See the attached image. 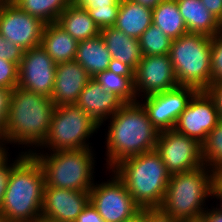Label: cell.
<instances>
[{
	"mask_svg": "<svg viewBox=\"0 0 222 222\" xmlns=\"http://www.w3.org/2000/svg\"><path fill=\"white\" fill-rule=\"evenodd\" d=\"M109 119L105 145L109 171L126 158L155 149L159 131L151 123L140 100L125 103Z\"/></svg>",
	"mask_w": 222,
	"mask_h": 222,
	"instance_id": "obj_1",
	"label": "cell"
},
{
	"mask_svg": "<svg viewBox=\"0 0 222 222\" xmlns=\"http://www.w3.org/2000/svg\"><path fill=\"white\" fill-rule=\"evenodd\" d=\"M212 192V169L206 165L171 174L162 204L154 214L167 222L199 221Z\"/></svg>",
	"mask_w": 222,
	"mask_h": 222,
	"instance_id": "obj_2",
	"label": "cell"
},
{
	"mask_svg": "<svg viewBox=\"0 0 222 222\" xmlns=\"http://www.w3.org/2000/svg\"><path fill=\"white\" fill-rule=\"evenodd\" d=\"M45 174L40 162L27 153L13 168L0 213L7 222L41 220Z\"/></svg>",
	"mask_w": 222,
	"mask_h": 222,
	"instance_id": "obj_3",
	"label": "cell"
},
{
	"mask_svg": "<svg viewBox=\"0 0 222 222\" xmlns=\"http://www.w3.org/2000/svg\"><path fill=\"white\" fill-rule=\"evenodd\" d=\"M54 108L51 97L19 86L13 88L3 146L8 143L41 146L48 136Z\"/></svg>",
	"mask_w": 222,
	"mask_h": 222,
	"instance_id": "obj_4",
	"label": "cell"
},
{
	"mask_svg": "<svg viewBox=\"0 0 222 222\" xmlns=\"http://www.w3.org/2000/svg\"><path fill=\"white\" fill-rule=\"evenodd\" d=\"M111 171L143 211L155 213L161 206L171 174L155 149L124 159Z\"/></svg>",
	"mask_w": 222,
	"mask_h": 222,
	"instance_id": "obj_5",
	"label": "cell"
},
{
	"mask_svg": "<svg viewBox=\"0 0 222 222\" xmlns=\"http://www.w3.org/2000/svg\"><path fill=\"white\" fill-rule=\"evenodd\" d=\"M92 148L58 150L38 153L28 149L40 162L45 174V186L89 192L94 185L95 157Z\"/></svg>",
	"mask_w": 222,
	"mask_h": 222,
	"instance_id": "obj_6",
	"label": "cell"
},
{
	"mask_svg": "<svg viewBox=\"0 0 222 222\" xmlns=\"http://www.w3.org/2000/svg\"><path fill=\"white\" fill-rule=\"evenodd\" d=\"M169 56L178 85L205 90L211 84V37L182 35L172 40Z\"/></svg>",
	"mask_w": 222,
	"mask_h": 222,
	"instance_id": "obj_7",
	"label": "cell"
},
{
	"mask_svg": "<svg viewBox=\"0 0 222 222\" xmlns=\"http://www.w3.org/2000/svg\"><path fill=\"white\" fill-rule=\"evenodd\" d=\"M100 128L77 104L55 106L48 136L40 149L45 147L51 152L93 148L86 141Z\"/></svg>",
	"mask_w": 222,
	"mask_h": 222,
	"instance_id": "obj_8",
	"label": "cell"
},
{
	"mask_svg": "<svg viewBox=\"0 0 222 222\" xmlns=\"http://www.w3.org/2000/svg\"><path fill=\"white\" fill-rule=\"evenodd\" d=\"M108 181L93 185L90 203L105 222H130L144 211L128 192L126 185L115 175Z\"/></svg>",
	"mask_w": 222,
	"mask_h": 222,
	"instance_id": "obj_9",
	"label": "cell"
},
{
	"mask_svg": "<svg viewBox=\"0 0 222 222\" xmlns=\"http://www.w3.org/2000/svg\"><path fill=\"white\" fill-rule=\"evenodd\" d=\"M155 150L170 174L189 171L204 165L201 143L174 129L159 131Z\"/></svg>",
	"mask_w": 222,
	"mask_h": 222,
	"instance_id": "obj_10",
	"label": "cell"
},
{
	"mask_svg": "<svg viewBox=\"0 0 222 222\" xmlns=\"http://www.w3.org/2000/svg\"><path fill=\"white\" fill-rule=\"evenodd\" d=\"M197 91L191 86L178 85L164 92L144 96V101L140 103H143L151 123L158 131L170 130Z\"/></svg>",
	"mask_w": 222,
	"mask_h": 222,
	"instance_id": "obj_11",
	"label": "cell"
},
{
	"mask_svg": "<svg viewBox=\"0 0 222 222\" xmlns=\"http://www.w3.org/2000/svg\"><path fill=\"white\" fill-rule=\"evenodd\" d=\"M46 23L6 0L0 9V34L23 50L41 45Z\"/></svg>",
	"mask_w": 222,
	"mask_h": 222,
	"instance_id": "obj_12",
	"label": "cell"
},
{
	"mask_svg": "<svg viewBox=\"0 0 222 222\" xmlns=\"http://www.w3.org/2000/svg\"><path fill=\"white\" fill-rule=\"evenodd\" d=\"M56 66L57 64L41 45L25 50L18 66L17 86L36 94L51 97Z\"/></svg>",
	"mask_w": 222,
	"mask_h": 222,
	"instance_id": "obj_13",
	"label": "cell"
},
{
	"mask_svg": "<svg viewBox=\"0 0 222 222\" xmlns=\"http://www.w3.org/2000/svg\"><path fill=\"white\" fill-rule=\"evenodd\" d=\"M219 120L212 98L205 90H198L178 117L173 129L202 144Z\"/></svg>",
	"mask_w": 222,
	"mask_h": 222,
	"instance_id": "obj_14",
	"label": "cell"
},
{
	"mask_svg": "<svg viewBox=\"0 0 222 222\" xmlns=\"http://www.w3.org/2000/svg\"><path fill=\"white\" fill-rule=\"evenodd\" d=\"M133 79L137 98L164 92L178 86L169 54L143 56L133 72Z\"/></svg>",
	"mask_w": 222,
	"mask_h": 222,
	"instance_id": "obj_15",
	"label": "cell"
},
{
	"mask_svg": "<svg viewBox=\"0 0 222 222\" xmlns=\"http://www.w3.org/2000/svg\"><path fill=\"white\" fill-rule=\"evenodd\" d=\"M90 202L87 191L44 187L41 220L45 222H75Z\"/></svg>",
	"mask_w": 222,
	"mask_h": 222,
	"instance_id": "obj_16",
	"label": "cell"
},
{
	"mask_svg": "<svg viewBox=\"0 0 222 222\" xmlns=\"http://www.w3.org/2000/svg\"><path fill=\"white\" fill-rule=\"evenodd\" d=\"M90 78L76 60L57 64L51 96L54 105L76 104Z\"/></svg>",
	"mask_w": 222,
	"mask_h": 222,
	"instance_id": "obj_17",
	"label": "cell"
},
{
	"mask_svg": "<svg viewBox=\"0 0 222 222\" xmlns=\"http://www.w3.org/2000/svg\"><path fill=\"white\" fill-rule=\"evenodd\" d=\"M76 104L100 127L104 121L112 117L125 102L116 94L104 88L91 77L83 91L80 93Z\"/></svg>",
	"mask_w": 222,
	"mask_h": 222,
	"instance_id": "obj_18",
	"label": "cell"
},
{
	"mask_svg": "<svg viewBox=\"0 0 222 222\" xmlns=\"http://www.w3.org/2000/svg\"><path fill=\"white\" fill-rule=\"evenodd\" d=\"M100 35L111 54L113 66L134 72L143 57L139 40L115 27L101 29Z\"/></svg>",
	"mask_w": 222,
	"mask_h": 222,
	"instance_id": "obj_19",
	"label": "cell"
},
{
	"mask_svg": "<svg viewBox=\"0 0 222 222\" xmlns=\"http://www.w3.org/2000/svg\"><path fill=\"white\" fill-rule=\"evenodd\" d=\"M177 4L188 33L209 37L220 34L219 20L200 0H177Z\"/></svg>",
	"mask_w": 222,
	"mask_h": 222,
	"instance_id": "obj_20",
	"label": "cell"
},
{
	"mask_svg": "<svg viewBox=\"0 0 222 222\" xmlns=\"http://www.w3.org/2000/svg\"><path fill=\"white\" fill-rule=\"evenodd\" d=\"M75 60L90 77L113 67L112 57L102 36L78 42Z\"/></svg>",
	"mask_w": 222,
	"mask_h": 222,
	"instance_id": "obj_21",
	"label": "cell"
},
{
	"mask_svg": "<svg viewBox=\"0 0 222 222\" xmlns=\"http://www.w3.org/2000/svg\"><path fill=\"white\" fill-rule=\"evenodd\" d=\"M77 45L78 42L56 22L45 25L41 46L56 64L75 60Z\"/></svg>",
	"mask_w": 222,
	"mask_h": 222,
	"instance_id": "obj_22",
	"label": "cell"
},
{
	"mask_svg": "<svg viewBox=\"0 0 222 222\" xmlns=\"http://www.w3.org/2000/svg\"><path fill=\"white\" fill-rule=\"evenodd\" d=\"M56 23L77 42L91 39L100 34L86 8L73 2L59 15Z\"/></svg>",
	"mask_w": 222,
	"mask_h": 222,
	"instance_id": "obj_23",
	"label": "cell"
},
{
	"mask_svg": "<svg viewBox=\"0 0 222 222\" xmlns=\"http://www.w3.org/2000/svg\"><path fill=\"white\" fill-rule=\"evenodd\" d=\"M152 22L153 12L151 9L131 0H121L114 27L127 36L139 39Z\"/></svg>",
	"mask_w": 222,
	"mask_h": 222,
	"instance_id": "obj_24",
	"label": "cell"
},
{
	"mask_svg": "<svg viewBox=\"0 0 222 222\" xmlns=\"http://www.w3.org/2000/svg\"><path fill=\"white\" fill-rule=\"evenodd\" d=\"M93 78L104 90L116 94L125 103L138 101L134 90L133 72L113 66Z\"/></svg>",
	"mask_w": 222,
	"mask_h": 222,
	"instance_id": "obj_25",
	"label": "cell"
},
{
	"mask_svg": "<svg viewBox=\"0 0 222 222\" xmlns=\"http://www.w3.org/2000/svg\"><path fill=\"white\" fill-rule=\"evenodd\" d=\"M153 22L170 39L175 40L188 33L180 14L177 0H164L153 10Z\"/></svg>",
	"mask_w": 222,
	"mask_h": 222,
	"instance_id": "obj_26",
	"label": "cell"
},
{
	"mask_svg": "<svg viewBox=\"0 0 222 222\" xmlns=\"http://www.w3.org/2000/svg\"><path fill=\"white\" fill-rule=\"evenodd\" d=\"M19 9L41 19L44 23H54L73 0H10Z\"/></svg>",
	"mask_w": 222,
	"mask_h": 222,
	"instance_id": "obj_27",
	"label": "cell"
},
{
	"mask_svg": "<svg viewBox=\"0 0 222 222\" xmlns=\"http://www.w3.org/2000/svg\"><path fill=\"white\" fill-rule=\"evenodd\" d=\"M138 40L143 56L167 55L170 52L172 39L154 24H151Z\"/></svg>",
	"mask_w": 222,
	"mask_h": 222,
	"instance_id": "obj_28",
	"label": "cell"
},
{
	"mask_svg": "<svg viewBox=\"0 0 222 222\" xmlns=\"http://www.w3.org/2000/svg\"><path fill=\"white\" fill-rule=\"evenodd\" d=\"M202 145V160L204 165L213 169L222 165V119L207 134Z\"/></svg>",
	"mask_w": 222,
	"mask_h": 222,
	"instance_id": "obj_29",
	"label": "cell"
},
{
	"mask_svg": "<svg viewBox=\"0 0 222 222\" xmlns=\"http://www.w3.org/2000/svg\"><path fill=\"white\" fill-rule=\"evenodd\" d=\"M88 11L89 15L93 19L96 26L101 30L107 27H114L120 5H108V6H98L96 8L93 7H85Z\"/></svg>",
	"mask_w": 222,
	"mask_h": 222,
	"instance_id": "obj_30",
	"label": "cell"
},
{
	"mask_svg": "<svg viewBox=\"0 0 222 222\" xmlns=\"http://www.w3.org/2000/svg\"><path fill=\"white\" fill-rule=\"evenodd\" d=\"M222 81V34L211 37V83Z\"/></svg>",
	"mask_w": 222,
	"mask_h": 222,
	"instance_id": "obj_31",
	"label": "cell"
},
{
	"mask_svg": "<svg viewBox=\"0 0 222 222\" xmlns=\"http://www.w3.org/2000/svg\"><path fill=\"white\" fill-rule=\"evenodd\" d=\"M20 153L21 154L18 155L19 157H17V159L14 160L13 163H10V160H8L9 158L8 156H10L8 150H4L0 154V207L3 203L4 195L7 189V184L12 168L27 154L24 151Z\"/></svg>",
	"mask_w": 222,
	"mask_h": 222,
	"instance_id": "obj_32",
	"label": "cell"
},
{
	"mask_svg": "<svg viewBox=\"0 0 222 222\" xmlns=\"http://www.w3.org/2000/svg\"><path fill=\"white\" fill-rule=\"evenodd\" d=\"M18 73L16 63L0 58V87L15 88L18 85Z\"/></svg>",
	"mask_w": 222,
	"mask_h": 222,
	"instance_id": "obj_33",
	"label": "cell"
},
{
	"mask_svg": "<svg viewBox=\"0 0 222 222\" xmlns=\"http://www.w3.org/2000/svg\"><path fill=\"white\" fill-rule=\"evenodd\" d=\"M24 51L20 46L6 39L0 34V58L16 63L18 66L24 55Z\"/></svg>",
	"mask_w": 222,
	"mask_h": 222,
	"instance_id": "obj_34",
	"label": "cell"
},
{
	"mask_svg": "<svg viewBox=\"0 0 222 222\" xmlns=\"http://www.w3.org/2000/svg\"><path fill=\"white\" fill-rule=\"evenodd\" d=\"M12 89L0 87V142L5 138V129L10 109Z\"/></svg>",
	"mask_w": 222,
	"mask_h": 222,
	"instance_id": "obj_35",
	"label": "cell"
},
{
	"mask_svg": "<svg viewBox=\"0 0 222 222\" xmlns=\"http://www.w3.org/2000/svg\"><path fill=\"white\" fill-rule=\"evenodd\" d=\"M205 91L214 101L219 118L222 119V81L211 83Z\"/></svg>",
	"mask_w": 222,
	"mask_h": 222,
	"instance_id": "obj_36",
	"label": "cell"
},
{
	"mask_svg": "<svg viewBox=\"0 0 222 222\" xmlns=\"http://www.w3.org/2000/svg\"><path fill=\"white\" fill-rule=\"evenodd\" d=\"M75 222H105L97 209L89 202Z\"/></svg>",
	"mask_w": 222,
	"mask_h": 222,
	"instance_id": "obj_37",
	"label": "cell"
},
{
	"mask_svg": "<svg viewBox=\"0 0 222 222\" xmlns=\"http://www.w3.org/2000/svg\"><path fill=\"white\" fill-rule=\"evenodd\" d=\"M121 0H73V3L82 7L120 5Z\"/></svg>",
	"mask_w": 222,
	"mask_h": 222,
	"instance_id": "obj_38",
	"label": "cell"
},
{
	"mask_svg": "<svg viewBox=\"0 0 222 222\" xmlns=\"http://www.w3.org/2000/svg\"><path fill=\"white\" fill-rule=\"evenodd\" d=\"M218 20L222 18V0H200Z\"/></svg>",
	"mask_w": 222,
	"mask_h": 222,
	"instance_id": "obj_39",
	"label": "cell"
},
{
	"mask_svg": "<svg viewBox=\"0 0 222 222\" xmlns=\"http://www.w3.org/2000/svg\"><path fill=\"white\" fill-rule=\"evenodd\" d=\"M212 193H222V165L212 169Z\"/></svg>",
	"mask_w": 222,
	"mask_h": 222,
	"instance_id": "obj_40",
	"label": "cell"
},
{
	"mask_svg": "<svg viewBox=\"0 0 222 222\" xmlns=\"http://www.w3.org/2000/svg\"><path fill=\"white\" fill-rule=\"evenodd\" d=\"M202 222H222V212L216 207L205 210L201 217Z\"/></svg>",
	"mask_w": 222,
	"mask_h": 222,
	"instance_id": "obj_41",
	"label": "cell"
},
{
	"mask_svg": "<svg viewBox=\"0 0 222 222\" xmlns=\"http://www.w3.org/2000/svg\"><path fill=\"white\" fill-rule=\"evenodd\" d=\"M131 1L153 10L158 4H160L164 0H131Z\"/></svg>",
	"mask_w": 222,
	"mask_h": 222,
	"instance_id": "obj_42",
	"label": "cell"
},
{
	"mask_svg": "<svg viewBox=\"0 0 222 222\" xmlns=\"http://www.w3.org/2000/svg\"><path fill=\"white\" fill-rule=\"evenodd\" d=\"M142 222H167V221L160 219L152 212L144 211L142 213Z\"/></svg>",
	"mask_w": 222,
	"mask_h": 222,
	"instance_id": "obj_43",
	"label": "cell"
},
{
	"mask_svg": "<svg viewBox=\"0 0 222 222\" xmlns=\"http://www.w3.org/2000/svg\"><path fill=\"white\" fill-rule=\"evenodd\" d=\"M212 197L219 199L221 201V204H219V207L216 206L217 209H219L222 212V193H212Z\"/></svg>",
	"mask_w": 222,
	"mask_h": 222,
	"instance_id": "obj_44",
	"label": "cell"
},
{
	"mask_svg": "<svg viewBox=\"0 0 222 222\" xmlns=\"http://www.w3.org/2000/svg\"><path fill=\"white\" fill-rule=\"evenodd\" d=\"M130 222H142V214H141L139 217L133 219V220L130 221Z\"/></svg>",
	"mask_w": 222,
	"mask_h": 222,
	"instance_id": "obj_45",
	"label": "cell"
},
{
	"mask_svg": "<svg viewBox=\"0 0 222 222\" xmlns=\"http://www.w3.org/2000/svg\"><path fill=\"white\" fill-rule=\"evenodd\" d=\"M220 34H222V18L219 20Z\"/></svg>",
	"mask_w": 222,
	"mask_h": 222,
	"instance_id": "obj_46",
	"label": "cell"
},
{
	"mask_svg": "<svg viewBox=\"0 0 222 222\" xmlns=\"http://www.w3.org/2000/svg\"><path fill=\"white\" fill-rule=\"evenodd\" d=\"M0 222H7L4 216L0 213Z\"/></svg>",
	"mask_w": 222,
	"mask_h": 222,
	"instance_id": "obj_47",
	"label": "cell"
},
{
	"mask_svg": "<svg viewBox=\"0 0 222 222\" xmlns=\"http://www.w3.org/2000/svg\"><path fill=\"white\" fill-rule=\"evenodd\" d=\"M0 149H7L8 150V148H6V146H3V144L0 142Z\"/></svg>",
	"mask_w": 222,
	"mask_h": 222,
	"instance_id": "obj_48",
	"label": "cell"
},
{
	"mask_svg": "<svg viewBox=\"0 0 222 222\" xmlns=\"http://www.w3.org/2000/svg\"><path fill=\"white\" fill-rule=\"evenodd\" d=\"M6 0H0V9L2 7V5L5 3Z\"/></svg>",
	"mask_w": 222,
	"mask_h": 222,
	"instance_id": "obj_49",
	"label": "cell"
}]
</instances>
